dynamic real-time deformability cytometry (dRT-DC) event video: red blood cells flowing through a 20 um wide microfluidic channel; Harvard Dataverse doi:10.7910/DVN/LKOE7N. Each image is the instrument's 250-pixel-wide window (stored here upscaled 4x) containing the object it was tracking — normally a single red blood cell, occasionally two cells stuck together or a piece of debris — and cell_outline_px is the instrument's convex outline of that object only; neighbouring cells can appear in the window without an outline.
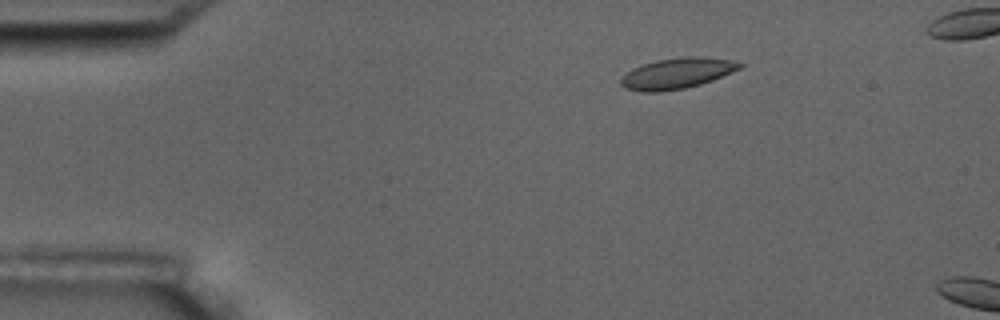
{"species": "common noctule bat (a hibernating species)", "species_latin": "Nyctalus noctula", "temperature_condition": "room temperature", "stored_images_in_passage": 3, "camera_frame_rate_fps": 3000, "um_per_image_px": 0.085, "animal": {"sex": "male", "body_mass_g": 17.5, "forearm_length_mm": 52.3}, "frame": {"image": 1, "passage_image": 1, "time_ms": 0.0, "image_size_px": [1000, 320], "cell_outline_px": [[744, 64], [740, 68], [712, 80], [700, 84], [684, 88], [660, 92], [644, 92], [624, 88], [620, 84], [620, 80], [632, 68], [656, 60], [688, 56], [700, 56], [728, 60]], "centroid_in_image_um": [57.51, 6.24], "position_along_channel_um": 27.5, "area_um2": 20.98}}